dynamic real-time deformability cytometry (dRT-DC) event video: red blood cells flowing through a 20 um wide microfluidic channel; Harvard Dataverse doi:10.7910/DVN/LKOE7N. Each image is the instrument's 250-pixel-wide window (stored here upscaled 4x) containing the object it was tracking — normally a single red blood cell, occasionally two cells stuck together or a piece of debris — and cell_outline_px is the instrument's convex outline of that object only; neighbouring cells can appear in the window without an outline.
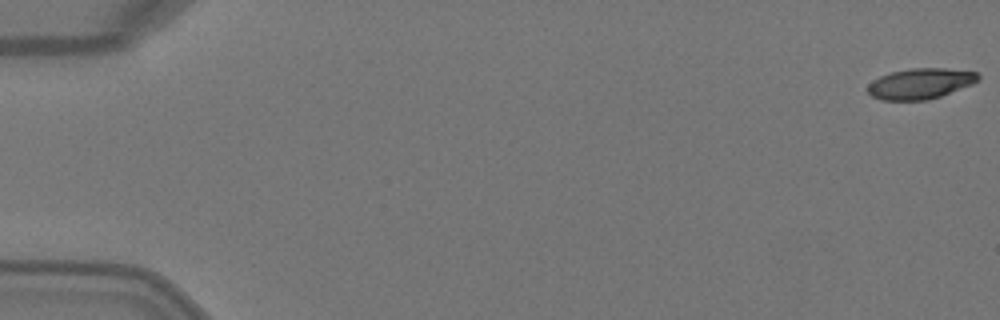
{"species": "Egyptian fruit bat (a non-hibernating species)", "species_latin": "Rousettus aegyptiacus", "temperature_condition": "warm", "stored_images_in_passage": 4, "camera_frame_rate_fps": 3000, "um_per_image_px": 0.085, "animal": {"sex": "female"}, "frame": {"image": 1, "passage_image": 1, "time_ms": 0.0, "image_size_px": [1000, 320], "cell_outline_px": [[980, 80], [972, 84], [940, 96], [928, 100], [880, 100], [872, 96], [868, 92], [868, 84], [872, 80], [880, 76], [892, 72], [912, 68], [944, 68], [976, 72], [980, 76]], "centroid_in_image_um": [78.22, 7.11], "position_along_channel_um": 6.8, "area_um2": 19.65}}
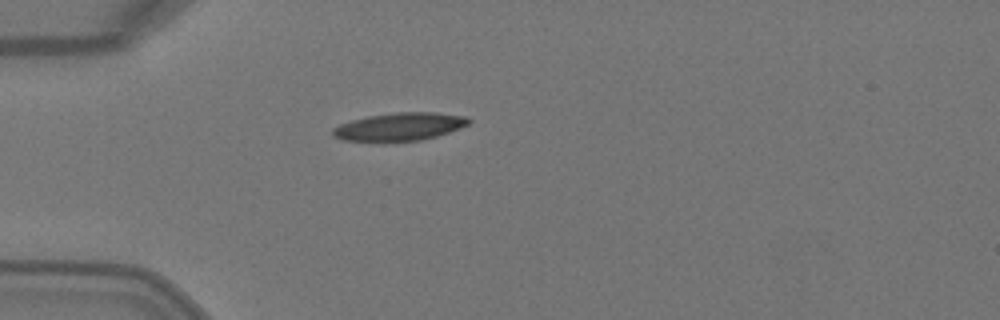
{"frame": {"image": 2, "passage_image": 4, "time_ms": 1.0, "image_size_px": [1000, 320], "cell_outline_px": [[472, 120], [468, 124], [460, 128], [436, 136], [420, 140], [384, 144], [344, 140], [332, 136], [332, 128], [340, 124], [352, 120], [368, 116], [396, 112], [436, 112], [468, 116]], "centroid_in_image_um": [33.93, 10.8], "position_along_channel_um": 51.1, "area_um2": 22.89}}